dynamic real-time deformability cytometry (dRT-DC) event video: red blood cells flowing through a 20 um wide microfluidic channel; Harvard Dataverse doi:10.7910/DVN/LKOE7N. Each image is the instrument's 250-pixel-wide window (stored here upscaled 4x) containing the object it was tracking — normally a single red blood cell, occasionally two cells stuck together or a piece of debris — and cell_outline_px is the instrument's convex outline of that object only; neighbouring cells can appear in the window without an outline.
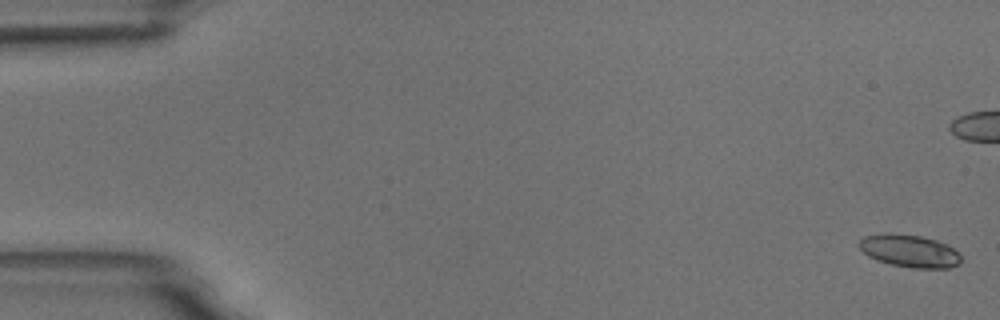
{"species": "common noctule bat (a hibernating species)", "species_latin": "Nyctalus noctula", "temperature_condition": "room temperature", "stored_images_in_passage": 4, "camera_frame_rate_fps": 3000, "um_per_image_px": 0.085, "animal": {"sex": "male", "body_mass_g": 18.8}, "frame": {"image": 1, "passage_image": 1, "time_ms": 0.0, "image_size_px": [1000, 320], "cell_outline_px": [[960, 264], [948, 268], [912, 268], [892, 264], [876, 260], [868, 256], [856, 244], [864, 236], [884, 232], [920, 236], [936, 240], [952, 248], [960, 256]], "centroid_in_image_um": [77.26, 21.32], "position_along_channel_um": 7.7, "area_um2": 19.25}}